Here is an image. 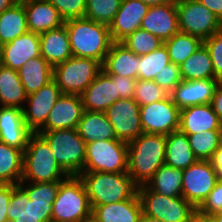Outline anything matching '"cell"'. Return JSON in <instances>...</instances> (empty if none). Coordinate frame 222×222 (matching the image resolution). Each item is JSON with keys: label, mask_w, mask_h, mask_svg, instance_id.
<instances>
[{"label": "cell", "mask_w": 222, "mask_h": 222, "mask_svg": "<svg viewBox=\"0 0 222 222\" xmlns=\"http://www.w3.org/2000/svg\"><path fill=\"white\" fill-rule=\"evenodd\" d=\"M214 222H222V211L212 214Z\"/></svg>", "instance_id": "9f6ffc18"}, {"label": "cell", "mask_w": 222, "mask_h": 222, "mask_svg": "<svg viewBox=\"0 0 222 222\" xmlns=\"http://www.w3.org/2000/svg\"><path fill=\"white\" fill-rule=\"evenodd\" d=\"M114 82H116V88L119 95V99H134V91L136 86V80L134 78L123 77L120 75H109Z\"/></svg>", "instance_id": "bcb514c9"}, {"label": "cell", "mask_w": 222, "mask_h": 222, "mask_svg": "<svg viewBox=\"0 0 222 222\" xmlns=\"http://www.w3.org/2000/svg\"><path fill=\"white\" fill-rule=\"evenodd\" d=\"M219 180L209 160H197L183 170L182 197L199 208Z\"/></svg>", "instance_id": "7c38bea8"}, {"label": "cell", "mask_w": 222, "mask_h": 222, "mask_svg": "<svg viewBox=\"0 0 222 222\" xmlns=\"http://www.w3.org/2000/svg\"><path fill=\"white\" fill-rule=\"evenodd\" d=\"M64 21L85 16L87 0H48Z\"/></svg>", "instance_id": "b9f144b4"}, {"label": "cell", "mask_w": 222, "mask_h": 222, "mask_svg": "<svg viewBox=\"0 0 222 222\" xmlns=\"http://www.w3.org/2000/svg\"><path fill=\"white\" fill-rule=\"evenodd\" d=\"M28 31L23 0L0 14V43L2 45L13 41Z\"/></svg>", "instance_id": "d6a6232c"}, {"label": "cell", "mask_w": 222, "mask_h": 222, "mask_svg": "<svg viewBox=\"0 0 222 222\" xmlns=\"http://www.w3.org/2000/svg\"><path fill=\"white\" fill-rule=\"evenodd\" d=\"M182 178L183 170L163 165L146 185L158 194L177 197L182 196Z\"/></svg>", "instance_id": "836d02e7"}, {"label": "cell", "mask_w": 222, "mask_h": 222, "mask_svg": "<svg viewBox=\"0 0 222 222\" xmlns=\"http://www.w3.org/2000/svg\"><path fill=\"white\" fill-rule=\"evenodd\" d=\"M170 94V91H168L166 88L160 87L153 80H136L134 100L139 106L168 99L170 98Z\"/></svg>", "instance_id": "60d3db41"}, {"label": "cell", "mask_w": 222, "mask_h": 222, "mask_svg": "<svg viewBox=\"0 0 222 222\" xmlns=\"http://www.w3.org/2000/svg\"><path fill=\"white\" fill-rule=\"evenodd\" d=\"M23 174V151L0 142V184H18Z\"/></svg>", "instance_id": "e575fe53"}, {"label": "cell", "mask_w": 222, "mask_h": 222, "mask_svg": "<svg viewBox=\"0 0 222 222\" xmlns=\"http://www.w3.org/2000/svg\"><path fill=\"white\" fill-rule=\"evenodd\" d=\"M140 122L144 133L168 135L179 130L180 109L171 97L140 106Z\"/></svg>", "instance_id": "4fadbf2b"}, {"label": "cell", "mask_w": 222, "mask_h": 222, "mask_svg": "<svg viewBox=\"0 0 222 222\" xmlns=\"http://www.w3.org/2000/svg\"><path fill=\"white\" fill-rule=\"evenodd\" d=\"M188 222H214L212 214H208L205 212H202L199 208H196Z\"/></svg>", "instance_id": "816d5d0a"}, {"label": "cell", "mask_w": 222, "mask_h": 222, "mask_svg": "<svg viewBox=\"0 0 222 222\" xmlns=\"http://www.w3.org/2000/svg\"><path fill=\"white\" fill-rule=\"evenodd\" d=\"M83 112L80 95L61 94L52 107L46 123L38 131L77 129Z\"/></svg>", "instance_id": "2e32d148"}, {"label": "cell", "mask_w": 222, "mask_h": 222, "mask_svg": "<svg viewBox=\"0 0 222 222\" xmlns=\"http://www.w3.org/2000/svg\"><path fill=\"white\" fill-rule=\"evenodd\" d=\"M169 63V53L164 44L155 51L138 56V79L153 80Z\"/></svg>", "instance_id": "8d00e7d4"}, {"label": "cell", "mask_w": 222, "mask_h": 222, "mask_svg": "<svg viewBox=\"0 0 222 222\" xmlns=\"http://www.w3.org/2000/svg\"><path fill=\"white\" fill-rule=\"evenodd\" d=\"M197 160L185 133L177 130L166 135L165 165L184 170Z\"/></svg>", "instance_id": "f1b7e54d"}, {"label": "cell", "mask_w": 222, "mask_h": 222, "mask_svg": "<svg viewBox=\"0 0 222 222\" xmlns=\"http://www.w3.org/2000/svg\"><path fill=\"white\" fill-rule=\"evenodd\" d=\"M33 133L25 123L22 109L0 106V142L24 151Z\"/></svg>", "instance_id": "ffe728a7"}, {"label": "cell", "mask_w": 222, "mask_h": 222, "mask_svg": "<svg viewBox=\"0 0 222 222\" xmlns=\"http://www.w3.org/2000/svg\"><path fill=\"white\" fill-rule=\"evenodd\" d=\"M117 139L131 142L143 133L140 122V106L134 99H118L105 111Z\"/></svg>", "instance_id": "5bb4252c"}, {"label": "cell", "mask_w": 222, "mask_h": 222, "mask_svg": "<svg viewBox=\"0 0 222 222\" xmlns=\"http://www.w3.org/2000/svg\"><path fill=\"white\" fill-rule=\"evenodd\" d=\"M69 175L57 163L48 142L33 133L23 151V174L20 182L62 181Z\"/></svg>", "instance_id": "5b68a950"}, {"label": "cell", "mask_w": 222, "mask_h": 222, "mask_svg": "<svg viewBox=\"0 0 222 222\" xmlns=\"http://www.w3.org/2000/svg\"><path fill=\"white\" fill-rule=\"evenodd\" d=\"M202 44L203 41L200 38L181 31L164 42L170 62L177 65L183 63Z\"/></svg>", "instance_id": "d590c367"}, {"label": "cell", "mask_w": 222, "mask_h": 222, "mask_svg": "<svg viewBox=\"0 0 222 222\" xmlns=\"http://www.w3.org/2000/svg\"><path fill=\"white\" fill-rule=\"evenodd\" d=\"M202 212L213 214L222 211V179H219L206 200L199 207Z\"/></svg>", "instance_id": "f6af8a7d"}, {"label": "cell", "mask_w": 222, "mask_h": 222, "mask_svg": "<svg viewBox=\"0 0 222 222\" xmlns=\"http://www.w3.org/2000/svg\"><path fill=\"white\" fill-rule=\"evenodd\" d=\"M139 222H163V221L142 213Z\"/></svg>", "instance_id": "11a10c76"}, {"label": "cell", "mask_w": 222, "mask_h": 222, "mask_svg": "<svg viewBox=\"0 0 222 222\" xmlns=\"http://www.w3.org/2000/svg\"><path fill=\"white\" fill-rule=\"evenodd\" d=\"M77 131L85 144L95 140H118L105 112L84 110Z\"/></svg>", "instance_id": "83f0119b"}, {"label": "cell", "mask_w": 222, "mask_h": 222, "mask_svg": "<svg viewBox=\"0 0 222 222\" xmlns=\"http://www.w3.org/2000/svg\"><path fill=\"white\" fill-rule=\"evenodd\" d=\"M179 67L184 81L216 79L211 55L204 43Z\"/></svg>", "instance_id": "1f68e13d"}, {"label": "cell", "mask_w": 222, "mask_h": 222, "mask_svg": "<svg viewBox=\"0 0 222 222\" xmlns=\"http://www.w3.org/2000/svg\"><path fill=\"white\" fill-rule=\"evenodd\" d=\"M92 215L85 185L79 176L60 181L53 202L52 222H83Z\"/></svg>", "instance_id": "8992f818"}, {"label": "cell", "mask_w": 222, "mask_h": 222, "mask_svg": "<svg viewBox=\"0 0 222 222\" xmlns=\"http://www.w3.org/2000/svg\"><path fill=\"white\" fill-rule=\"evenodd\" d=\"M83 181L91 209L133 198L138 193V185L127 172H82Z\"/></svg>", "instance_id": "277c9868"}, {"label": "cell", "mask_w": 222, "mask_h": 222, "mask_svg": "<svg viewBox=\"0 0 222 222\" xmlns=\"http://www.w3.org/2000/svg\"><path fill=\"white\" fill-rule=\"evenodd\" d=\"M160 87L172 91L182 81L180 67L177 64L169 63L153 79Z\"/></svg>", "instance_id": "ee69618b"}, {"label": "cell", "mask_w": 222, "mask_h": 222, "mask_svg": "<svg viewBox=\"0 0 222 222\" xmlns=\"http://www.w3.org/2000/svg\"><path fill=\"white\" fill-rule=\"evenodd\" d=\"M30 32L41 34L65 23L57 9L48 0H23Z\"/></svg>", "instance_id": "603a6c76"}, {"label": "cell", "mask_w": 222, "mask_h": 222, "mask_svg": "<svg viewBox=\"0 0 222 222\" xmlns=\"http://www.w3.org/2000/svg\"><path fill=\"white\" fill-rule=\"evenodd\" d=\"M20 0H0V14L8 8L14 6Z\"/></svg>", "instance_id": "db71d44e"}, {"label": "cell", "mask_w": 222, "mask_h": 222, "mask_svg": "<svg viewBox=\"0 0 222 222\" xmlns=\"http://www.w3.org/2000/svg\"><path fill=\"white\" fill-rule=\"evenodd\" d=\"M195 157L198 160H210L219 147L222 130H206L195 134H186Z\"/></svg>", "instance_id": "74e56055"}, {"label": "cell", "mask_w": 222, "mask_h": 222, "mask_svg": "<svg viewBox=\"0 0 222 222\" xmlns=\"http://www.w3.org/2000/svg\"><path fill=\"white\" fill-rule=\"evenodd\" d=\"M203 43L211 55L216 80L222 82V29L204 40Z\"/></svg>", "instance_id": "7bdbcfd3"}, {"label": "cell", "mask_w": 222, "mask_h": 222, "mask_svg": "<svg viewBox=\"0 0 222 222\" xmlns=\"http://www.w3.org/2000/svg\"><path fill=\"white\" fill-rule=\"evenodd\" d=\"M1 48H2V44L0 43V55H1Z\"/></svg>", "instance_id": "680465c9"}, {"label": "cell", "mask_w": 222, "mask_h": 222, "mask_svg": "<svg viewBox=\"0 0 222 222\" xmlns=\"http://www.w3.org/2000/svg\"><path fill=\"white\" fill-rule=\"evenodd\" d=\"M141 29L163 42L169 40L180 31L176 3L150 6L142 20Z\"/></svg>", "instance_id": "ac0fdd59"}, {"label": "cell", "mask_w": 222, "mask_h": 222, "mask_svg": "<svg viewBox=\"0 0 222 222\" xmlns=\"http://www.w3.org/2000/svg\"><path fill=\"white\" fill-rule=\"evenodd\" d=\"M179 130L185 134L222 130V122L214 112L211 103L194 105L180 110Z\"/></svg>", "instance_id": "cb8c5ba5"}, {"label": "cell", "mask_w": 222, "mask_h": 222, "mask_svg": "<svg viewBox=\"0 0 222 222\" xmlns=\"http://www.w3.org/2000/svg\"><path fill=\"white\" fill-rule=\"evenodd\" d=\"M83 222H99V221L91 215L90 217L85 219Z\"/></svg>", "instance_id": "6f0895ef"}, {"label": "cell", "mask_w": 222, "mask_h": 222, "mask_svg": "<svg viewBox=\"0 0 222 222\" xmlns=\"http://www.w3.org/2000/svg\"><path fill=\"white\" fill-rule=\"evenodd\" d=\"M127 144V173L138 186L145 185L165 165L166 135L143 132Z\"/></svg>", "instance_id": "7a4b0ae2"}, {"label": "cell", "mask_w": 222, "mask_h": 222, "mask_svg": "<svg viewBox=\"0 0 222 222\" xmlns=\"http://www.w3.org/2000/svg\"><path fill=\"white\" fill-rule=\"evenodd\" d=\"M179 30L206 40L222 29V23L212 11L197 0H176Z\"/></svg>", "instance_id": "8fae6325"}, {"label": "cell", "mask_w": 222, "mask_h": 222, "mask_svg": "<svg viewBox=\"0 0 222 222\" xmlns=\"http://www.w3.org/2000/svg\"><path fill=\"white\" fill-rule=\"evenodd\" d=\"M218 83L216 79L182 80L171 91L170 97L180 110L189 106L209 104Z\"/></svg>", "instance_id": "7402d4cb"}, {"label": "cell", "mask_w": 222, "mask_h": 222, "mask_svg": "<svg viewBox=\"0 0 222 222\" xmlns=\"http://www.w3.org/2000/svg\"><path fill=\"white\" fill-rule=\"evenodd\" d=\"M203 6L214 13L218 20L222 23V0H197Z\"/></svg>", "instance_id": "681fc988"}, {"label": "cell", "mask_w": 222, "mask_h": 222, "mask_svg": "<svg viewBox=\"0 0 222 222\" xmlns=\"http://www.w3.org/2000/svg\"><path fill=\"white\" fill-rule=\"evenodd\" d=\"M142 213L163 222H188L196 209L182 196L167 197L151 190L146 184L138 186Z\"/></svg>", "instance_id": "30bf717a"}, {"label": "cell", "mask_w": 222, "mask_h": 222, "mask_svg": "<svg viewBox=\"0 0 222 222\" xmlns=\"http://www.w3.org/2000/svg\"><path fill=\"white\" fill-rule=\"evenodd\" d=\"M49 144L57 163L69 176H79L84 170L86 144L77 129L37 131Z\"/></svg>", "instance_id": "52a82bcc"}, {"label": "cell", "mask_w": 222, "mask_h": 222, "mask_svg": "<svg viewBox=\"0 0 222 222\" xmlns=\"http://www.w3.org/2000/svg\"><path fill=\"white\" fill-rule=\"evenodd\" d=\"M102 69L108 75L138 79V55L122 43L113 42L102 64Z\"/></svg>", "instance_id": "4316f807"}, {"label": "cell", "mask_w": 222, "mask_h": 222, "mask_svg": "<svg viewBox=\"0 0 222 222\" xmlns=\"http://www.w3.org/2000/svg\"><path fill=\"white\" fill-rule=\"evenodd\" d=\"M209 161L213 168L216 170L219 179H222V139L220 141L219 147L214 151Z\"/></svg>", "instance_id": "f907efd6"}, {"label": "cell", "mask_w": 222, "mask_h": 222, "mask_svg": "<svg viewBox=\"0 0 222 222\" xmlns=\"http://www.w3.org/2000/svg\"><path fill=\"white\" fill-rule=\"evenodd\" d=\"M72 55L105 61L113 43L109 26L82 17L65 21Z\"/></svg>", "instance_id": "3957f363"}, {"label": "cell", "mask_w": 222, "mask_h": 222, "mask_svg": "<svg viewBox=\"0 0 222 222\" xmlns=\"http://www.w3.org/2000/svg\"><path fill=\"white\" fill-rule=\"evenodd\" d=\"M142 204L138 193L130 199L92 209V216L99 222H139Z\"/></svg>", "instance_id": "484cf974"}, {"label": "cell", "mask_w": 222, "mask_h": 222, "mask_svg": "<svg viewBox=\"0 0 222 222\" xmlns=\"http://www.w3.org/2000/svg\"><path fill=\"white\" fill-rule=\"evenodd\" d=\"M27 95L19 78L18 70L0 63V106L23 109Z\"/></svg>", "instance_id": "4dcf8cb0"}, {"label": "cell", "mask_w": 222, "mask_h": 222, "mask_svg": "<svg viewBox=\"0 0 222 222\" xmlns=\"http://www.w3.org/2000/svg\"><path fill=\"white\" fill-rule=\"evenodd\" d=\"M84 110L105 112L110 105L119 99L116 82L102 70L80 95Z\"/></svg>", "instance_id": "44dd1931"}, {"label": "cell", "mask_w": 222, "mask_h": 222, "mask_svg": "<svg viewBox=\"0 0 222 222\" xmlns=\"http://www.w3.org/2000/svg\"><path fill=\"white\" fill-rule=\"evenodd\" d=\"M140 1L147 4L149 7L150 6L164 5V4H167V3H176V0H140Z\"/></svg>", "instance_id": "f5cc1de1"}, {"label": "cell", "mask_w": 222, "mask_h": 222, "mask_svg": "<svg viewBox=\"0 0 222 222\" xmlns=\"http://www.w3.org/2000/svg\"><path fill=\"white\" fill-rule=\"evenodd\" d=\"M12 197V184H0V222H9L6 214Z\"/></svg>", "instance_id": "7dc6e473"}, {"label": "cell", "mask_w": 222, "mask_h": 222, "mask_svg": "<svg viewBox=\"0 0 222 222\" xmlns=\"http://www.w3.org/2000/svg\"><path fill=\"white\" fill-rule=\"evenodd\" d=\"M128 170V144L121 140H95L86 144L82 172L120 173Z\"/></svg>", "instance_id": "9c48e42d"}, {"label": "cell", "mask_w": 222, "mask_h": 222, "mask_svg": "<svg viewBox=\"0 0 222 222\" xmlns=\"http://www.w3.org/2000/svg\"><path fill=\"white\" fill-rule=\"evenodd\" d=\"M102 70L100 61L72 56L53 67V80L62 94L81 95Z\"/></svg>", "instance_id": "ba28073f"}, {"label": "cell", "mask_w": 222, "mask_h": 222, "mask_svg": "<svg viewBox=\"0 0 222 222\" xmlns=\"http://www.w3.org/2000/svg\"><path fill=\"white\" fill-rule=\"evenodd\" d=\"M62 92L54 80L42 86L37 92L27 95L23 107L26 125L36 133L47 121L49 113Z\"/></svg>", "instance_id": "9a60e30c"}, {"label": "cell", "mask_w": 222, "mask_h": 222, "mask_svg": "<svg viewBox=\"0 0 222 222\" xmlns=\"http://www.w3.org/2000/svg\"><path fill=\"white\" fill-rule=\"evenodd\" d=\"M149 6L140 0H122L120 8L109 24L113 42H121L131 33L141 28Z\"/></svg>", "instance_id": "e0dca14e"}, {"label": "cell", "mask_w": 222, "mask_h": 222, "mask_svg": "<svg viewBox=\"0 0 222 222\" xmlns=\"http://www.w3.org/2000/svg\"><path fill=\"white\" fill-rule=\"evenodd\" d=\"M18 74L26 95H30L53 80V67L39 56L29 59Z\"/></svg>", "instance_id": "f546056e"}, {"label": "cell", "mask_w": 222, "mask_h": 222, "mask_svg": "<svg viewBox=\"0 0 222 222\" xmlns=\"http://www.w3.org/2000/svg\"><path fill=\"white\" fill-rule=\"evenodd\" d=\"M120 43L138 56L155 51L164 44L159 38L141 28L131 33Z\"/></svg>", "instance_id": "ab89813d"}, {"label": "cell", "mask_w": 222, "mask_h": 222, "mask_svg": "<svg viewBox=\"0 0 222 222\" xmlns=\"http://www.w3.org/2000/svg\"><path fill=\"white\" fill-rule=\"evenodd\" d=\"M122 0H87L85 18L108 25L118 12Z\"/></svg>", "instance_id": "f35d334b"}, {"label": "cell", "mask_w": 222, "mask_h": 222, "mask_svg": "<svg viewBox=\"0 0 222 222\" xmlns=\"http://www.w3.org/2000/svg\"><path fill=\"white\" fill-rule=\"evenodd\" d=\"M211 105L214 112L217 114L220 121L222 122V82H219L216 86Z\"/></svg>", "instance_id": "c3c4849f"}, {"label": "cell", "mask_w": 222, "mask_h": 222, "mask_svg": "<svg viewBox=\"0 0 222 222\" xmlns=\"http://www.w3.org/2000/svg\"><path fill=\"white\" fill-rule=\"evenodd\" d=\"M39 56H41L39 34L28 31L13 41L2 45L0 63L18 70L29 59Z\"/></svg>", "instance_id": "d6986e66"}, {"label": "cell", "mask_w": 222, "mask_h": 222, "mask_svg": "<svg viewBox=\"0 0 222 222\" xmlns=\"http://www.w3.org/2000/svg\"><path fill=\"white\" fill-rule=\"evenodd\" d=\"M41 56L52 66L71 58L69 36L65 24L39 34Z\"/></svg>", "instance_id": "d4e9b609"}, {"label": "cell", "mask_w": 222, "mask_h": 222, "mask_svg": "<svg viewBox=\"0 0 222 222\" xmlns=\"http://www.w3.org/2000/svg\"><path fill=\"white\" fill-rule=\"evenodd\" d=\"M60 181L12 184L6 214L9 222H52Z\"/></svg>", "instance_id": "6da1fadb"}]
</instances>
